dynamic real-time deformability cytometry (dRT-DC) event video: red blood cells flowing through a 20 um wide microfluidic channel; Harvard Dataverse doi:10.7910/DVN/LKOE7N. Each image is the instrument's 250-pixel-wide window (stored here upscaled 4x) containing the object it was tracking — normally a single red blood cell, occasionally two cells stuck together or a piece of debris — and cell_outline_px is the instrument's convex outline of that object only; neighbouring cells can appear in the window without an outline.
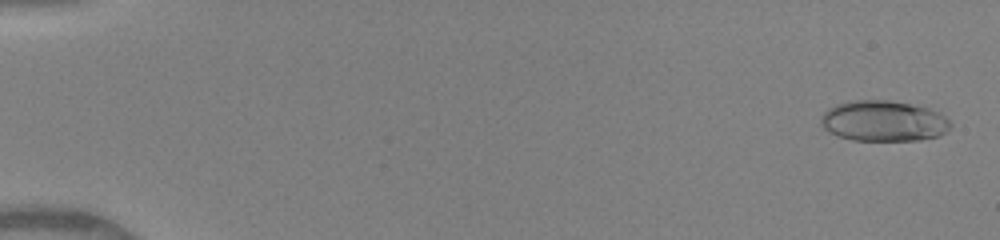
{"species": "human", "species_latin": "Homo sapiens", "temperature_condition": "warm", "stored_images_in_passage": 50, "camera_frame_rate_fps": 3000, "um_per_image_px": 0.085, "donor": {"sex": "female"}, "frame": {"image": 1, "passage_image": 2, "time_ms": 0.333, "image_size_px": [1000, 240], "cell_outline_px": [[952, 124], [940, 136], [920, 140], [852, 140], [836, 136], [824, 128], [820, 124], [820, 116], [828, 108], [836, 104], [848, 100], [888, 100], [912, 104], [928, 108], [940, 112]], "centroid_in_image_um": [75.07, 10.28], "position_along_channel_um": 9.9, "area_um2": 30.98}}
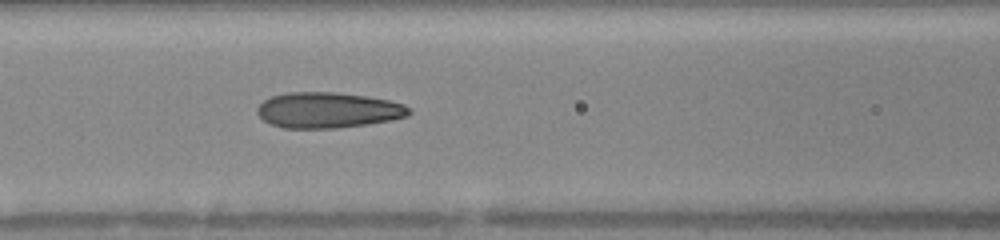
{"frame": {"image": 2, "passage_image": 23, "time_ms": 7.333, "image_size_px": [1000, 240], "cell_outline_px": [[412, 112], [408, 116], [392, 120], [368, 124], [336, 128], [284, 128], [272, 124], [264, 120], [256, 112], [256, 108], [264, 100], [272, 96], [288, 92], [336, 92], [368, 96], [388, 100], [404, 104]], "centroid_in_image_um": [27.89, 9.36], "position_along_channel_um": 138.7, "area_um2": 31.62}}
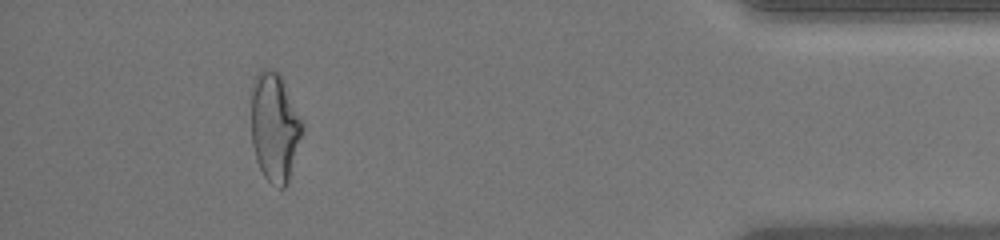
{"frame": {"image": 3, "passage_image": 46, "time_ms": 15.0, "image_size_px": [1000, 240], "cell_outline_px": [[304, 128], [288, 184], [284, 188], [280, 188], [272, 184], [264, 176], [256, 160], [252, 144], [252, 80], [260, 68], [272, 68], [280, 76], [304, 120]], "centroid_in_image_um": [23.36, 10.8], "position_along_channel_um": 411.8, "area_um2": 32.77}, "authors_computed_cell_mechanics": {"area_um2": 30.9808, "velocity_mm_per_s": 4.1627, "shape_relaxation_time_tau1_ms": 6.5212, "shape_relaxation_time_tau2_ms": 1.2422, "deformation_change_tau1": 0.2263, "deformation_change_tau2": 0.0946}}